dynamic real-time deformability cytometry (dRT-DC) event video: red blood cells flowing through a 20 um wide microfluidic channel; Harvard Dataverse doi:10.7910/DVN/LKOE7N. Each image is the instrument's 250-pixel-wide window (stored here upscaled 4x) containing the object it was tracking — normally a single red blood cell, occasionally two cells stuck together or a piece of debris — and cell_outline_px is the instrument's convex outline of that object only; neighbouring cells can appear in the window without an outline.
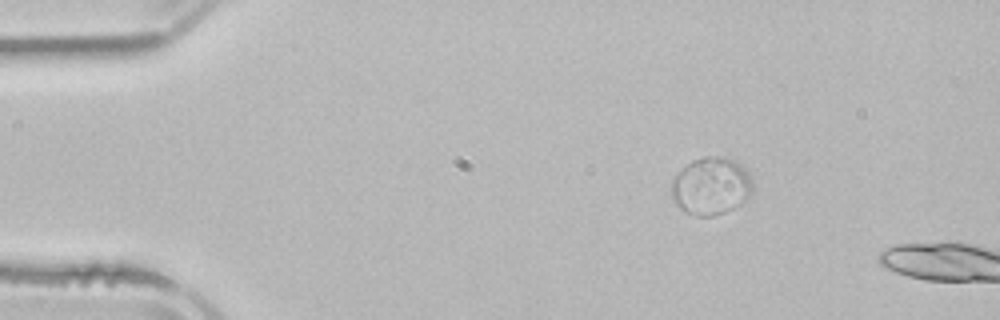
{"species": "common noctule bat (a hibernating species)", "species_latin": "Nyctalus noctula", "temperature_condition": "room temperature", "stored_images_in_passage": 3, "segment_of_instrument_passage": [1, 2], "camera_frame_rate_fps": 3000, "um_per_image_px": 0.085, "animal": {"sex": "male", "body_mass_g": 21.5, "forearm_length_mm": 52.0}, "frame": {"image": 1, "passage_image": 2, "time_ms": 1.0, "image_size_px": [1000, 320], "cell_outline_px": [[752, 192], [740, 204], [724, 212], [712, 216], [696, 216], [684, 212], [672, 200], [672, 180], [676, 172], [684, 164], [692, 160], [704, 156], [716, 156], [736, 160], [748, 168], [752, 176]], "centroid_in_image_um": [60.43, 15.78], "position_along_channel_um": 24.6, "area_um2": 27.74}}